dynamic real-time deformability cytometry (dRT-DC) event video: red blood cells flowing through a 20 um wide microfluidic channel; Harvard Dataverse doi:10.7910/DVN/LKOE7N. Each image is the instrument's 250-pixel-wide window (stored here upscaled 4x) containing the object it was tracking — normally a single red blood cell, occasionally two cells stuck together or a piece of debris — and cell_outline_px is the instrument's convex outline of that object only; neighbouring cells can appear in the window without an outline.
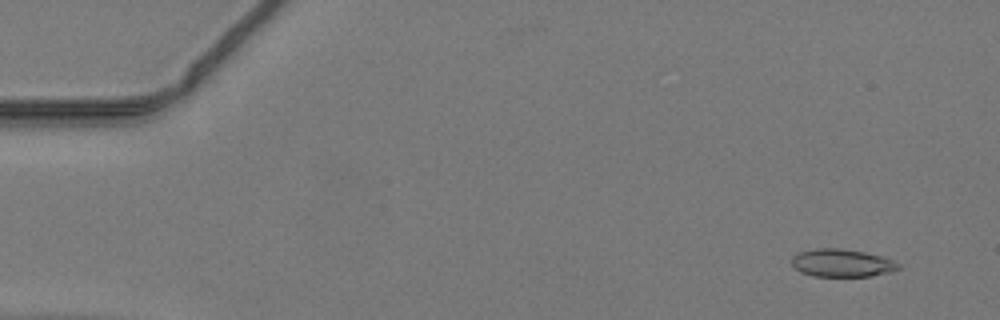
{"species": "common noctule bat (a hibernating species)", "species_latin": "Nyctalus noctula", "temperature_condition": "warm", "stored_images_in_passage": 48, "camera_frame_rate_fps": 3000, "um_per_image_px": 0.085, "animal": {"sex": "male", "body_mass_g": 19.2, "forearm_length_mm": 51.8}, "frame": {"image": 1, "passage_image": 4, "time_ms": 1.0, "image_size_px": [1000, 320], "cell_outline_px": [[900, 268], [892, 272], [872, 276], [812, 276], [800, 272], [792, 264], [792, 256], [800, 252], [816, 248], [840, 248], [864, 252], [880, 256], [892, 260], [900, 264]], "centroid_in_image_um": [71.57, 22.36], "position_along_channel_um": 13.4, "area_um2": 17.28}}
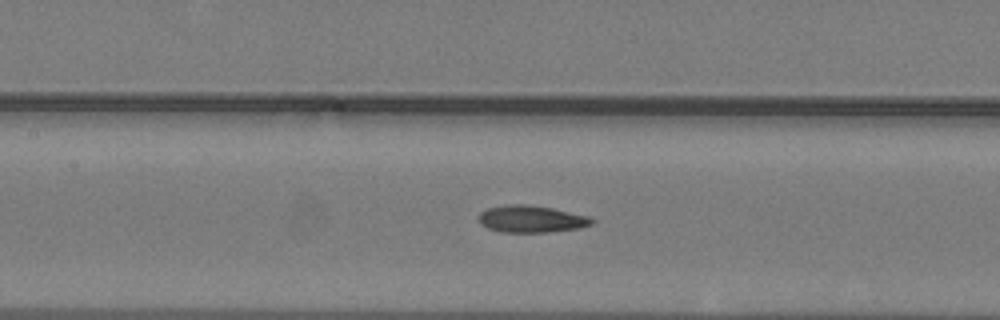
{"frame": {"image": 2, "passage_image": 23, "time_ms": 7.333, "image_size_px": [1000, 320], "cell_outline_px": [[596, 220], [592, 224], [580, 228], [548, 232], [500, 232], [488, 228], [480, 224], [476, 216], [480, 212], [488, 208], [504, 204], [528, 204], [552, 208], [588, 216]], "centroid_in_image_um": [45.12, 18.61], "position_along_channel_um": 162.3, "area_um2": 18.03}}
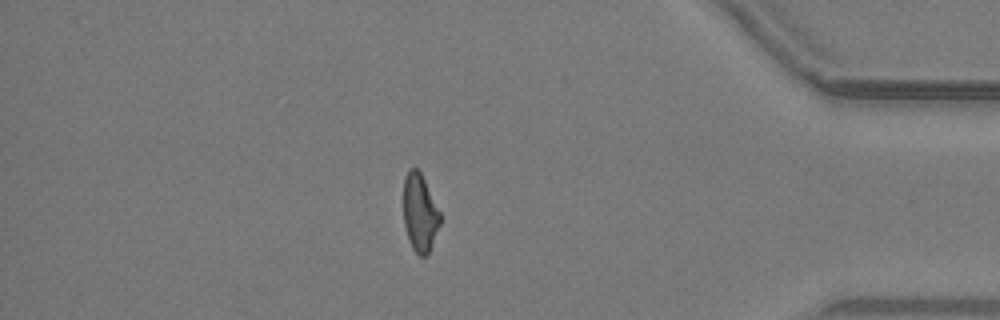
{"frame": {"image": 3, "passage_image": 42, "time_ms": 13.667, "image_size_px": [1000, 320], "cell_outline_px": [[440, 224], [432, 244], [428, 252], [424, 256], [420, 256], [412, 248], [404, 224], [404, 176], [408, 168], [416, 168], [420, 172], [440, 212]], "centroid_in_image_um": [35.68, 18.06], "position_along_channel_um": 399.5, "area_um2": 16.3}}